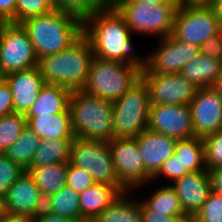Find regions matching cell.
Masks as SVG:
<instances>
[{
  "label": "cell",
  "mask_w": 222,
  "mask_h": 222,
  "mask_svg": "<svg viewBox=\"0 0 222 222\" xmlns=\"http://www.w3.org/2000/svg\"><path fill=\"white\" fill-rule=\"evenodd\" d=\"M57 10L71 13L82 21L97 9L101 8L105 0H53Z\"/></svg>",
  "instance_id": "cell-33"
},
{
  "label": "cell",
  "mask_w": 222,
  "mask_h": 222,
  "mask_svg": "<svg viewBox=\"0 0 222 222\" xmlns=\"http://www.w3.org/2000/svg\"><path fill=\"white\" fill-rule=\"evenodd\" d=\"M38 66L33 45L21 24L5 23L0 37V75Z\"/></svg>",
  "instance_id": "cell-10"
},
{
  "label": "cell",
  "mask_w": 222,
  "mask_h": 222,
  "mask_svg": "<svg viewBox=\"0 0 222 222\" xmlns=\"http://www.w3.org/2000/svg\"><path fill=\"white\" fill-rule=\"evenodd\" d=\"M25 171L19 164L0 153V199L2 201L6 197L11 185Z\"/></svg>",
  "instance_id": "cell-34"
},
{
  "label": "cell",
  "mask_w": 222,
  "mask_h": 222,
  "mask_svg": "<svg viewBox=\"0 0 222 222\" xmlns=\"http://www.w3.org/2000/svg\"><path fill=\"white\" fill-rule=\"evenodd\" d=\"M194 137L205 138L222 126V97L213 88H199L189 104Z\"/></svg>",
  "instance_id": "cell-15"
},
{
  "label": "cell",
  "mask_w": 222,
  "mask_h": 222,
  "mask_svg": "<svg viewBox=\"0 0 222 222\" xmlns=\"http://www.w3.org/2000/svg\"><path fill=\"white\" fill-rule=\"evenodd\" d=\"M174 156L181 164V172L207 170L205 166L204 142L202 138L192 137L177 140Z\"/></svg>",
  "instance_id": "cell-24"
},
{
  "label": "cell",
  "mask_w": 222,
  "mask_h": 222,
  "mask_svg": "<svg viewBox=\"0 0 222 222\" xmlns=\"http://www.w3.org/2000/svg\"><path fill=\"white\" fill-rule=\"evenodd\" d=\"M108 145L119 184L126 191L153 180L145 171L135 138H114Z\"/></svg>",
  "instance_id": "cell-11"
},
{
  "label": "cell",
  "mask_w": 222,
  "mask_h": 222,
  "mask_svg": "<svg viewBox=\"0 0 222 222\" xmlns=\"http://www.w3.org/2000/svg\"><path fill=\"white\" fill-rule=\"evenodd\" d=\"M221 31L219 18L207 2H186L178 7L171 35L200 47Z\"/></svg>",
  "instance_id": "cell-8"
},
{
  "label": "cell",
  "mask_w": 222,
  "mask_h": 222,
  "mask_svg": "<svg viewBox=\"0 0 222 222\" xmlns=\"http://www.w3.org/2000/svg\"><path fill=\"white\" fill-rule=\"evenodd\" d=\"M203 142L206 168L222 167V132L212 133L203 138Z\"/></svg>",
  "instance_id": "cell-35"
},
{
  "label": "cell",
  "mask_w": 222,
  "mask_h": 222,
  "mask_svg": "<svg viewBox=\"0 0 222 222\" xmlns=\"http://www.w3.org/2000/svg\"><path fill=\"white\" fill-rule=\"evenodd\" d=\"M113 106V139L136 138L148 127L150 98L148 87L140 77Z\"/></svg>",
  "instance_id": "cell-6"
},
{
  "label": "cell",
  "mask_w": 222,
  "mask_h": 222,
  "mask_svg": "<svg viewBox=\"0 0 222 222\" xmlns=\"http://www.w3.org/2000/svg\"><path fill=\"white\" fill-rule=\"evenodd\" d=\"M206 2L212 7L222 25V0H207Z\"/></svg>",
  "instance_id": "cell-48"
},
{
  "label": "cell",
  "mask_w": 222,
  "mask_h": 222,
  "mask_svg": "<svg viewBox=\"0 0 222 222\" xmlns=\"http://www.w3.org/2000/svg\"><path fill=\"white\" fill-rule=\"evenodd\" d=\"M0 222H32V220L21 214L3 212L0 216Z\"/></svg>",
  "instance_id": "cell-45"
},
{
  "label": "cell",
  "mask_w": 222,
  "mask_h": 222,
  "mask_svg": "<svg viewBox=\"0 0 222 222\" xmlns=\"http://www.w3.org/2000/svg\"><path fill=\"white\" fill-rule=\"evenodd\" d=\"M54 9L56 8L53 0H16L15 24L49 13Z\"/></svg>",
  "instance_id": "cell-32"
},
{
  "label": "cell",
  "mask_w": 222,
  "mask_h": 222,
  "mask_svg": "<svg viewBox=\"0 0 222 222\" xmlns=\"http://www.w3.org/2000/svg\"><path fill=\"white\" fill-rule=\"evenodd\" d=\"M2 213H3V202L0 199V216H1Z\"/></svg>",
  "instance_id": "cell-52"
},
{
  "label": "cell",
  "mask_w": 222,
  "mask_h": 222,
  "mask_svg": "<svg viewBox=\"0 0 222 222\" xmlns=\"http://www.w3.org/2000/svg\"><path fill=\"white\" fill-rule=\"evenodd\" d=\"M140 77L148 87L151 105H189L199 89L180 73L157 74L144 68Z\"/></svg>",
  "instance_id": "cell-12"
},
{
  "label": "cell",
  "mask_w": 222,
  "mask_h": 222,
  "mask_svg": "<svg viewBox=\"0 0 222 222\" xmlns=\"http://www.w3.org/2000/svg\"><path fill=\"white\" fill-rule=\"evenodd\" d=\"M135 139L145 171L154 180L163 163L174 154L177 140L148 128Z\"/></svg>",
  "instance_id": "cell-18"
},
{
  "label": "cell",
  "mask_w": 222,
  "mask_h": 222,
  "mask_svg": "<svg viewBox=\"0 0 222 222\" xmlns=\"http://www.w3.org/2000/svg\"><path fill=\"white\" fill-rule=\"evenodd\" d=\"M73 140H40L30 167H44L55 163H68Z\"/></svg>",
  "instance_id": "cell-27"
},
{
  "label": "cell",
  "mask_w": 222,
  "mask_h": 222,
  "mask_svg": "<svg viewBox=\"0 0 222 222\" xmlns=\"http://www.w3.org/2000/svg\"><path fill=\"white\" fill-rule=\"evenodd\" d=\"M27 31L37 59L57 54L83 34V21L57 9L20 23Z\"/></svg>",
  "instance_id": "cell-2"
},
{
  "label": "cell",
  "mask_w": 222,
  "mask_h": 222,
  "mask_svg": "<svg viewBox=\"0 0 222 222\" xmlns=\"http://www.w3.org/2000/svg\"><path fill=\"white\" fill-rule=\"evenodd\" d=\"M69 162L86 169L96 183L115 186L121 193L126 190L119 184L108 142L75 138L71 145Z\"/></svg>",
  "instance_id": "cell-9"
},
{
  "label": "cell",
  "mask_w": 222,
  "mask_h": 222,
  "mask_svg": "<svg viewBox=\"0 0 222 222\" xmlns=\"http://www.w3.org/2000/svg\"><path fill=\"white\" fill-rule=\"evenodd\" d=\"M147 128L176 140L192 138L191 109L189 105H151Z\"/></svg>",
  "instance_id": "cell-14"
},
{
  "label": "cell",
  "mask_w": 222,
  "mask_h": 222,
  "mask_svg": "<svg viewBox=\"0 0 222 222\" xmlns=\"http://www.w3.org/2000/svg\"><path fill=\"white\" fill-rule=\"evenodd\" d=\"M40 191L32 176L25 171L8 190L3 199V212L21 214L30 217L39 197Z\"/></svg>",
  "instance_id": "cell-19"
},
{
  "label": "cell",
  "mask_w": 222,
  "mask_h": 222,
  "mask_svg": "<svg viewBox=\"0 0 222 222\" xmlns=\"http://www.w3.org/2000/svg\"><path fill=\"white\" fill-rule=\"evenodd\" d=\"M122 193L107 183H96L80 193L81 222H92L106 207Z\"/></svg>",
  "instance_id": "cell-20"
},
{
  "label": "cell",
  "mask_w": 222,
  "mask_h": 222,
  "mask_svg": "<svg viewBox=\"0 0 222 222\" xmlns=\"http://www.w3.org/2000/svg\"><path fill=\"white\" fill-rule=\"evenodd\" d=\"M71 90L55 84H47L41 88L39 95L25 115L28 121L31 117L45 114L63 113L69 108Z\"/></svg>",
  "instance_id": "cell-22"
},
{
  "label": "cell",
  "mask_w": 222,
  "mask_h": 222,
  "mask_svg": "<svg viewBox=\"0 0 222 222\" xmlns=\"http://www.w3.org/2000/svg\"><path fill=\"white\" fill-rule=\"evenodd\" d=\"M147 57V69L157 74H179L185 64L200 54V47L175 39L171 34Z\"/></svg>",
  "instance_id": "cell-13"
},
{
  "label": "cell",
  "mask_w": 222,
  "mask_h": 222,
  "mask_svg": "<svg viewBox=\"0 0 222 222\" xmlns=\"http://www.w3.org/2000/svg\"><path fill=\"white\" fill-rule=\"evenodd\" d=\"M167 2H178L176 0H110V3H148L152 5L164 4Z\"/></svg>",
  "instance_id": "cell-46"
},
{
  "label": "cell",
  "mask_w": 222,
  "mask_h": 222,
  "mask_svg": "<svg viewBox=\"0 0 222 222\" xmlns=\"http://www.w3.org/2000/svg\"><path fill=\"white\" fill-rule=\"evenodd\" d=\"M170 186L176 192L181 208L189 219L197 214L211 193L207 170L185 174Z\"/></svg>",
  "instance_id": "cell-16"
},
{
  "label": "cell",
  "mask_w": 222,
  "mask_h": 222,
  "mask_svg": "<svg viewBox=\"0 0 222 222\" xmlns=\"http://www.w3.org/2000/svg\"><path fill=\"white\" fill-rule=\"evenodd\" d=\"M222 72V62L202 53L184 65L181 75L198 88H210Z\"/></svg>",
  "instance_id": "cell-23"
},
{
  "label": "cell",
  "mask_w": 222,
  "mask_h": 222,
  "mask_svg": "<svg viewBox=\"0 0 222 222\" xmlns=\"http://www.w3.org/2000/svg\"><path fill=\"white\" fill-rule=\"evenodd\" d=\"M5 23H6V22L0 20V37H1V32H2L3 25H4Z\"/></svg>",
  "instance_id": "cell-51"
},
{
  "label": "cell",
  "mask_w": 222,
  "mask_h": 222,
  "mask_svg": "<svg viewBox=\"0 0 222 222\" xmlns=\"http://www.w3.org/2000/svg\"><path fill=\"white\" fill-rule=\"evenodd\" d=\"M94 58L90 42L82 34L63 51L38 60L41 75L47 84L82 90Z\"/></svg>",
  "instance_id": "cell-3"
},
{
  "label": "cell",
  "mask_w": 222,
  "mask_h": 222,
  "mask_svg": "<svg viewBox=\"0 0 222 222\" xmlns=\"http://www.w3.org/2000/svg\"><path fill=\"white\" fill-rule=\"evenodd\" d=\"M27 126L35 131L40 139L74 140L69 108L63 113L45 114L31 117Z\"/></svg>",
  "instance_id": "cell-21"
},
{
  "label": "cell",
  "mask_w": 222,
  "mask_h": 222,
  "mask_svg": "<svg viewBox=\"0 0 222 222\" xmlns=\"http://www.w3.org/2000/svg\"><path fill=\"white\" fill-rule=\"evenodd\" d=\"M27 126L25 115L13 113L0 117V153H4Z\"/></svg>",
  "instance_id": "cell-31"
},
{
  "label": "cell",
  "mask_w": 222,
  "mask_h": 222,
  "mask_svg": "<svg viewBox=\"0 0 222 222\" xmlns=\"http://www.w3.org/2000/svg\"><path fill=\"white\" fill-rule=\"evenodd\" d=\"M75 138L109 142L113 139L112 101L85 91H72L69 99Z\"/></svg>",
  "instance_id": "cell-4"
},
{
  "label": "cell",
  "mask_w": 222,
  "mask_h": 222,
  "mask_svg": "<svg viewBox=\"0 0 222 222\" xmlns=\"http://www.w3.org/2000/svg\"><path fill=\"white\" fill-rule=\"evenodd\" d=\"M126 191L106 207L92 222H142L141 201L128 199ZM134 201V202H133Z\"/></svg>",
  "instance_id": "cell-25"
},
{
  "label": "cell",
  "mask_w": 222,
  "mask_h": 222,
  "mask_svg": "<svg viewBox=\"0 0 222 222\" xmlns=\"http://www.w3.org/2000/svg\"><path fill=\"white\" fill-rule=\"evenodd\" d=\"M200 53L222 62V31L200 46Z\"/></svg>",
  "instance_id": "cell-40"
},
{
  "label": "cell",
  "mask_w": 222,
  "mask_h": 222,
  "mask_svg": "<svg viewBox=\"0 0 222 222\" xmlns=\"http://www.w3.org/2000/svg\"><path fill=\"white\" fill-rule=\"evenodd\" d=\"M40 140L38 134L26 126L18 139L3 154L27 170Z\"/></svg>",
  "instance_id": "cell-28"
},
{
  "label": "cell",
  "mask_w": 222,
  "mask_h": 222,
  "mask_svg": "<svg viewBox=\"0 0 222 222\" xmlns=\"http://www.w3.org/2000/svg\"><path fill=\"white\" fill-rule=\"evenodd\" d=\"M187 222H195V221H193L192 219H189Z\"/></svg>",
  "instance_id": "cell-53"
},
{
  "label": "cell",
  "mask_w": 222,
  "mask_h": 222,
  "mask_svg": "<svg viewBox=\"0 0 222 222\" xmlns=\"http://www.w3.org/2000/svg\"><path fill=\"white\" fill-rule=\"evenodd\" d=\"M94 184H96L95 180L86 169L77 167L68 162L66 178L67 186L76 192L81 193Z\"/></svg>",
  "instance_id": "cell-37"
},
{
  "label": "cell",
  "mask_w": 222,
  "mask_h": 222,
  "mask_svg": "<svg viewBox=\"0 0 222 222\" xmlns=\"http://www.w3.org/2000/svg\"><path fill=\"white\" fill-rule=\"evenodd\" d=\"M67 165L68 163H55L44 167H29L26 171L40 192L54 195L66 185Z\"/></svg>",
  "instance_id": "cell-26"
},
{
  "label": "cell",
  "mask_w": 222,
  "mask_h": 222,
  "mask_svg": "<svg viewBox=\"0 0 222 222\" xmlns=\"http://www.w3.org/2000/svg\"><path fill=\"white\" fill-rule=\"evenodd\" d=\"M140 75L141 70L134 65L94 56L82 91L113 102L123 96Z\"/></svg>",
  "instance_id": "cell-5"
},
{
  "label": "cell",
  "mask_w": 222,
  "mask_h": 222,
  "mask_svg": "<svg viewBox=\"0 0 222 222\" xmlns=\"http://www.w3.org/2000/svg\"><path fill=\"white\" fill-rule=\"evenodd\" d=\"M211 182V192L222 195V167L207 169Z\"/></svg>",
  "instance_id": "cell-44"
},
{
  "label": "cell",
  "mask_w": 222,
  "mask_h": 222,
  "mask_svg": "<svg viewBox=\"0 0 222 222\" xmlns=\"http://www.w3.org/2000/svg\"><path fill=\"white\" fill-rule=\"evenodd\" d=\"M141 215L142 222H187L189 220L187 216H166V213H156L149 210L142 202Z\"/></svg>",
  "instance_id": "cell-39"
},
{
  "label": "cell",
  "mask_w": 222,
  "mask_h": 222,
  "mask_svg": "<svg viewBox=\"0 0 222 222\" xmlns=\"http://www.w3.org/2000/svg\"><path fill=\"white\" fill-rule=\"evenodd\" d=\"M222 97V72L211 86Z\"/></svg>",
  "instance_id": "cell-49"
},
{
  "label": "cell",
  "mask_w": 222,
  "mask_h": 222,
  "mask_svg": "<svg viewBox=\"0 0 222 222\" xmlns=\"http://www.w3.org/2000/svg\"><path fill=\"white\" fill-rule=\"evenodd\" d=\"M52 213V195L40 192L34 206L32 215L29 217L32 221Z\"/></svg>",
  "instance_id": "cell-42"
},
{
  "label": "cell",
  "mask_w": 222,
  "mask_h": 222,
  "mask_svg": "<svg viewBox=\"0 0 222 222\" xmlns=\"http://www.w3.org/2000/svg\"><path fill=\"white\" fill-rule=\"evenodd\" d=\"M83 35L90 42L95 57L131 64L140 70L147 67L146 57L132 53V31L110 2L83 20Z\"/></svg>",
  "instance_id": "cell-1"
},
{
  "label": "cell",
  "mask_w": 222,
  "mask_h": 222,
  "mask_svg": "<svg viewBox=\"0 0 222 222\" xmlns=\"http://www.w3.org/2000/svg\"><path fill=\"white\" fill-rule=\"evenodd\" d=\"M192 220L195 222H222V195L211 192L208 200Z\"/></svg>",
  "instance_id": "cell-36"
},
{
  "label": "cell",
  "mask_w": 222,
  "mask_h": 222,
  "mask_svg": "<svg viewBox=\"0 0 222 222\" xmlns=\"http://www.w3.org/2000/svg\"><path fill=\"white\" fill-rule=\"evenodd\" d=\"M141 202L156 213H166V216H186L176 192L170 185L161 186L151 194V197Z\"/></svg>",
  "instance_id": "cell-29"
},
{
  "label": "cell",
  "mask_w": 222,
  "mask_h": 222,
  "mask_svg": "<svg viewBox=\"0 0 222 222\" xmlns=\"http://www.w3.org/2000/svg\"><path fill=\"white\" fill-rule=\"evenodd\" d=\"M80 193L65 185L52 195V213L68 218L73 222H81L79 206Z\"/></svg>",
  "instance_id": "cell-30"
},
{
  "label": "cell",
  "mask_w": 222,
  "mask_h": 222,
  "mask_svg": "<svg viewBox=\"0 0 222 222\" xmlns=\"http://www.w3.org/2000/svg\"><path fill=\"white\" fill-rule=\"evenodd\" d=\"M14 113L13 95L7 82L0 80V117Z\"/></svg>",
  "instance_id": "cell-41"
},
{
  "label": "cell",
  "mask_w": 222,
  "mask_h": 222,
  "mask_svg": "<svg viewBox=\"0 0 222 222\" xmlns=\"http://www.w3.org/2000/svg\"><path fill=\"white\" fill-rule=\"evenodd\" d=\"M13 95L14 113L26 115L39 95L45 81L38 66L15 71L2 77Z\"/></svg>",
  "instance_id": "cell-17"
},
{
  "label": "cell",
  "mask_w": 222,
  "mask_h": 222,
  "mask_svg": "<svg viewBox=\"0 0 222 222\" xmlns=\"http://www.w3.org/2000/svg\"><path fill=\"white\" fill-rule=\"evenodd\" d=\"M16 0H0V20L15 23Z\"/></svg>",
  "instance_id": "cell-43"
},
{
  "label": "cell",
  "mask_w": 222,
  "mask_h": 222,
  "mask_svg": "<svg viewBox=\"0 0 222 222\" xmlns=\"http://www.w3.org/2000/svg\"><path fill=\"white\" fill-rule=\"evenodd\" d=\"M32 222H73L72 220L61 217L58 214L50 213L48 216L41 217Z\"/></svg>",
  "instance_id": "cell-47"
},
{
  "label": "cell",
  "mask_w": 222,
  "mask_h": 222,
  "mask_svg": "<svg viewBox=\"0 0 222 222\" xmlns=\"http://www.w3.org/2000/svg\"><path fill=\"white\" fill-rule=\"evenodd\" d=\"M188 173L190 172H181V164L173 154L163 163L161 169L154 178L158 179V177L160 176H165L164 178L167 177L169 179H172V182H174L175 180L183 177L185 174Z\"/></svg>",
  "instance_id": "cell-38"
},
{
  "label": "cell",
  "mask_w": 222,
  "mask_h": 222,
  "mask_svg": "<svg viewBox=\"0 0 222 222\" xmlns=\"http://www.w3.org/2000/svg\"><path fill=\"white\" fill-rule=\"evenodd\" d=\"M180 3H186V2H206L207 0H176Z\"/></svg>",
  "instance_id": "cell-50"
},
{
  "label": "cell",
  "mask_w": 222,
  "mask_h": 222,
  "mask_svg": "<svg viewBox=\"0 0 222 222\" xmlns=\"http://www.w3.org/2000/svg\"><path fill=\"white\" fill-rule=\"evenodd\" d=\"M124 17L132 33L164 38L172 34L180 2L152 5L148 3H111Z\"/></svg>",
  "instance_id": "cell-7"
}]
</instances>
